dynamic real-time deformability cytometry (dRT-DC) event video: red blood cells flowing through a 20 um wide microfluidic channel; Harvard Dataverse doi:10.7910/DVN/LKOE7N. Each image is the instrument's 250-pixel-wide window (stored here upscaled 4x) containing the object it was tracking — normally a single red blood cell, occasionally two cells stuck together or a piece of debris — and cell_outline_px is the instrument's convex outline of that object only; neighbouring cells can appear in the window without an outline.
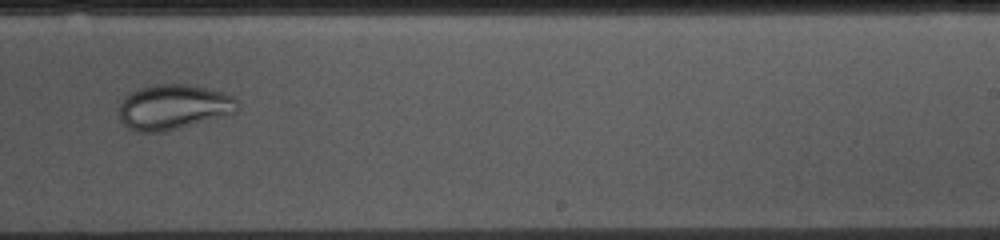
{"species": "common noctule bat (a hibernating species)", "species_latin": "Nyctalus noctula", "temperature_condition": "cold", "stored_images_in_passage": 50, "camera_frame_rate_fps": 3000, "um_per_image_px": 0.085, "animal": {"sex": "female", "body_mass_g": 10.0, "forearm_length_mm": 53.1}, "frame": {"image": 1, "passage_image": 29, "time_ms": 9.333, "image_size_px": [1000, 240], "cell_outline_px": [[236, 112], [164, 132], [136, 132], [128, 128], [120, 120], [120, 104], [132, 92], [140, 88], [156, 84], [188, 84], [220, 92], [232, 96], [236, 100]], "centroid_in_image_um": [14.7, 9.11], "position_along_channel_um": 274.3, "area_um2": 30.46}}
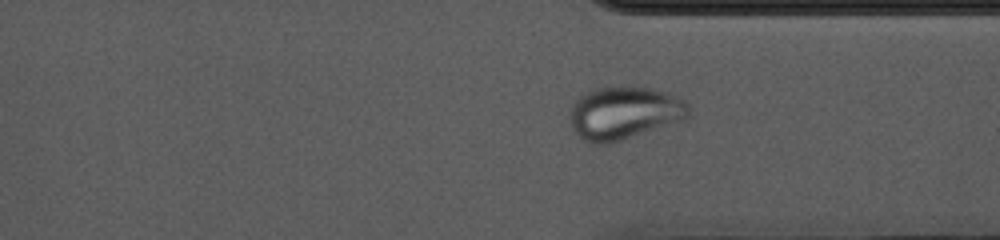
{"frame": {"image": 2, "passage_image": 36, "time_ms": 11.667, "image_size_px": [1000, 240], "cell_outline_px": [[688, 116], [684, 120], [620, 140], [604, 144], [592, 144], [584, 140], [572, 132], [568, 120], [572, 104], [584, 92], [596, 88], [656, 88], [684, 100], [688, 104]], "centroid_in_image_um": [53.0, 9.62], "position_along_channel_um": 358.4, "area_um2": 36.41}}